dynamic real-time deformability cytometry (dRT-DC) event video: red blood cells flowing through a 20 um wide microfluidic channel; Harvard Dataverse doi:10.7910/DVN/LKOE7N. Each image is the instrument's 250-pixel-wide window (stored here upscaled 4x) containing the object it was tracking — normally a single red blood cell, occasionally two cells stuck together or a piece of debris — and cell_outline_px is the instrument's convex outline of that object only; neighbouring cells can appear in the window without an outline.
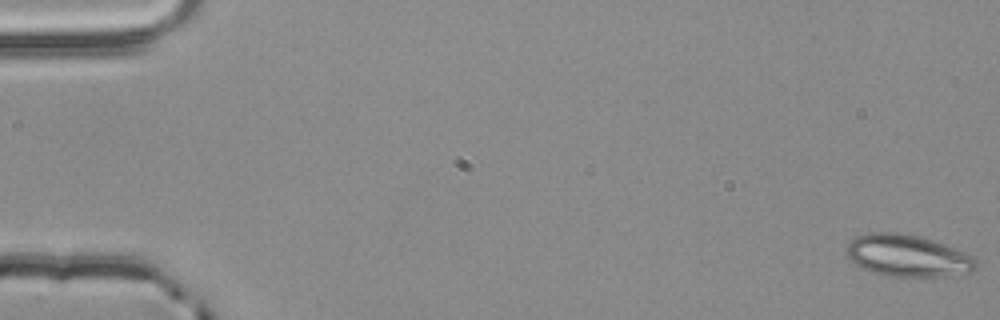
{"species": "common noctule bat (a hibernating species)", "species_latin": "Nyctalus noctula", "temperature_condition": "room temperature", "stored_images_in_passage": 5, "camera_frame_rate_fps": 3000, "um_per_image_px": 0.085, "animal": {"sex": "male", "body_mass_g": 20.4}, "frame": {"image": 1, "passage_image": 1, "time_ms": 0.0, "image_size_px": [1000, 320], "cell_outline_px": [[976, 268], [968, 272], [948, 276], [888, 276], [872, 272], [856, 264], [848, 256], [844, 248], [856, 236], [868, 232], [896, 232], [916, 236], [944, 244], [976, 256]], "centroid_in_image_um": [77.14, 21.73], "position_along_channel_um": 7.9, "area_um2": 31.44}}